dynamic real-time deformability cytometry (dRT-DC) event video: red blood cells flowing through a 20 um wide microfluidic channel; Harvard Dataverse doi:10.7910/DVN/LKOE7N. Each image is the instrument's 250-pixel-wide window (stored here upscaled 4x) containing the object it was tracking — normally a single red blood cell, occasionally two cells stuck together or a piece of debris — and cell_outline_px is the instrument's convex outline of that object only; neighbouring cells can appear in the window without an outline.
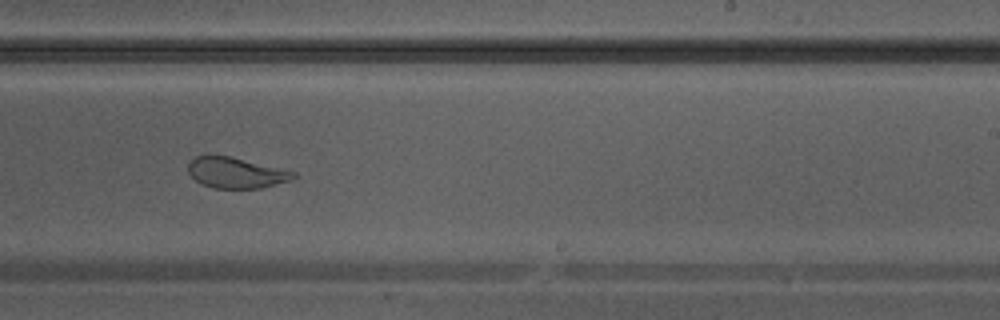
{"species": "Egyptian fruit bat (a non-hibernating species)", "species_latin": "Rousettus aegyptiacus", "temperature_condition": "warm", "stored_images_in_passage": 37, "camera_frame_rate_fps": 3000, "um_per_image_px": 0.085, "animal": {"sex": "male"}, "frame": {"image": 1, "passage_image": 22, "time_ms": 7.0, "image_size_px": [1000, 320], "cell_outline_px": [[296, 176], [292, 180], [260, 188], [212, 188], [196, 180], [188, 172], [188, 160], [196, 156], [228, 156], [296, 172]], "centroid_in_image_um": [20.04, 14.69], "position_along_channel_um": 269.0, "area_um2": 18.55}}